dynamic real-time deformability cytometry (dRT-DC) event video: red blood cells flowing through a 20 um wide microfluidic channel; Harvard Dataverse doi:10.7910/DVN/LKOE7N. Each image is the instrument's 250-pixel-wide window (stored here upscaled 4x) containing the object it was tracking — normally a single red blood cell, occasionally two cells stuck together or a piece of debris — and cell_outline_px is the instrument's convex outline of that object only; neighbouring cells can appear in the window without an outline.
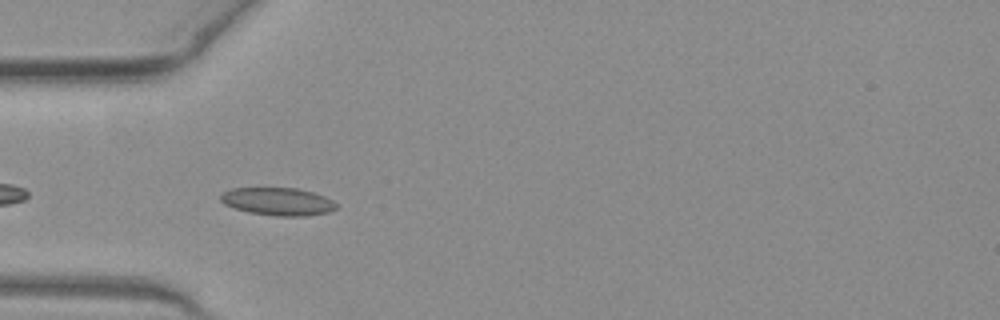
{"species": "common noctule bat (a hibernating species)", "species_latin": "Nyctalus noctula", "temperature_condition": "warm", "stored_images_in_passage": 9, "camera_frame_rate_fps": 3000, "um_per_image_px": 0.085, "animal": {"sex": "female", "body_mass_g": 19.3, "forearm_length_mm": 54.1}, "frame": {"image": 1, "passage_image": 3, "time_ms": 0.667, "image_size_px": [1000, 320], "cell_outline_px": [[336, 208], [328, 212], [304, 216], [276, 216], [248, 212], [232, 208], [224, 204], [220, 200], [220, 196], [224, 192], [232, 188], [296, 188], [312, 192], [324, 196], [332, 200], [336, 204]], "centroid_in_image_um": [23.58, 17.13], "position_along_channel_um": 61.4, "area_um2": 18.67}}
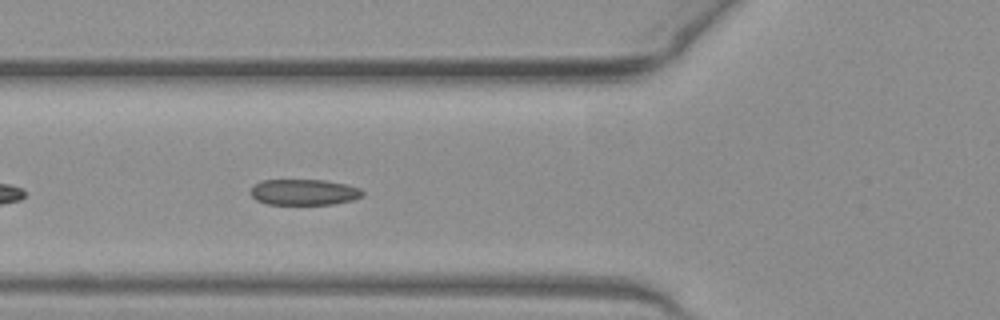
{"frame": {"image": 2, "passage_image": 6, "time_ms": 1.667, "image_size_px": [1000, 320], "cell_outline_px": [[364, 196], [352, 200], [332, 204], [264, 204], [256, 200], [248, 192], [256, 184], [264, 180], [324, 180], [348, 184], [360, 188], [364, 192]], "centroid_in_image_um": [25.86, 16.33], "position_along_channel_um": 99.9, "area_um2": 16.99}}